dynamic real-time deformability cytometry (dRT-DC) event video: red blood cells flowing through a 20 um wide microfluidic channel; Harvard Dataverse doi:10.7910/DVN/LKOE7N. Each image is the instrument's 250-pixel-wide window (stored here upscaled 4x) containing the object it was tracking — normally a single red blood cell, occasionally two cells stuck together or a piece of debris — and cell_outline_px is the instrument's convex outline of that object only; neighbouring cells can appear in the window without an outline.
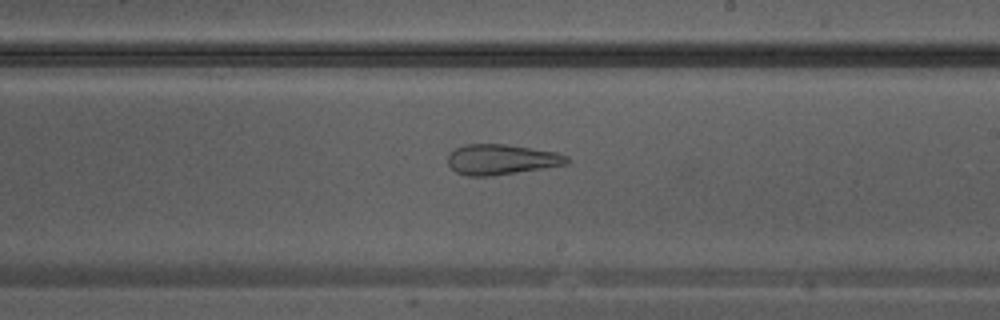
{"species": "Egyptian fruit bat (a non-hibernating species)", "species_latin": "Rousettus aegyptiacus", "temperature_condition": "warm", "stored_images_in_passage": 22, "camera_frame_rate_fps": 3000, "um_per_image_px": 0.085, "animal": {"sex": "male"}, "frame": {"image": 1, "passage_image": 10, "time_ms": 3.0, "image_size_px": [1000, 320], "cell_outline_px": [[568, 164], [492, 176], [468, 176], [456, 172], [448, 164], [448, 156], [456, 148], [464, 144], [504, 144], [556, 152], [568, 156]], "centroid_in_image_um": [42.61, 13.56], "position_along_channel_um": 246.4, "area_um2": 20.87}}
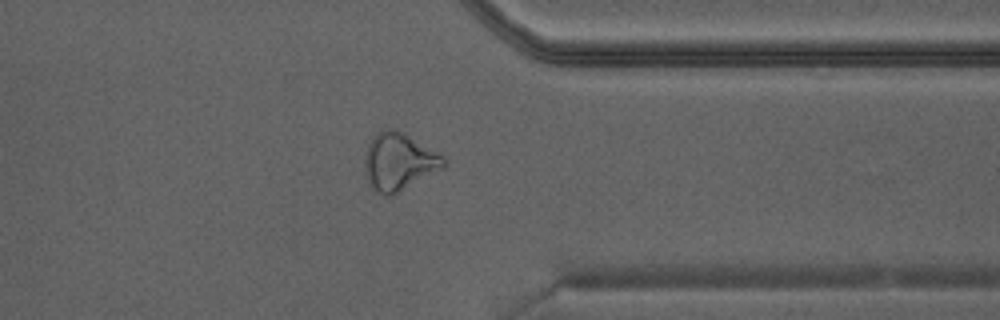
{"frame": {"image": 2, "passage_image": 16, "time_ms": 5.0, "image_size_px": [1000, 320], "cell_outline_px": [[448, 164], [444, 168], [400, 192], [388, 196], [372, 188], [368, 184], [364, 164], [364, 156], [368, 144], [372, 136], [376, 132], [388, 128], [392, 128], [400, 132], [444, 156]], "centroid_in_image_um": [33.9, 13.76], "position_along_channel_um": 377.5, "area_um2": 26.3}}